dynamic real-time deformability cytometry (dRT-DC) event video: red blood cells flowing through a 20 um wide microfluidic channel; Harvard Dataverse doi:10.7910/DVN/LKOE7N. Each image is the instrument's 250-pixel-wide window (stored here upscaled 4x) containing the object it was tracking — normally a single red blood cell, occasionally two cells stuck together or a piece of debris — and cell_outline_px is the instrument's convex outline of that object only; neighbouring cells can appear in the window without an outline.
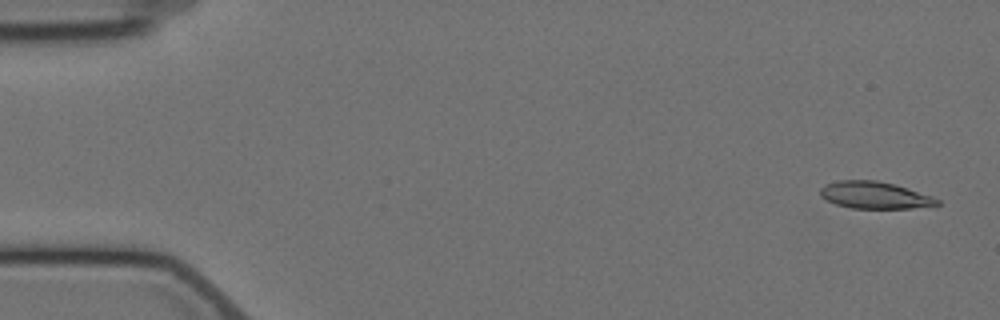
{"species": "Egyptian fruit bat (a non-hibernating species)", "species_latin": "Rousettus aegyptiacus", "temperature_condition": "cold", "stored_images_in_passage": 5, "camera_frame_rate_fps": 3000, "um_per_image_px": 0.085, "animal": {"sex": "female"}, "frame": {"image": 1, "passage_image": 1, "time_ms": 0.0, "image_size_px": [1000, 320], "cell_outline_px": [[940, 204], [912, 208], [852, 208], [836, 204], [820, 196], [820, 188], [824, 184], [840, 180], [876, 180], [892, 184], [932, 196], [940, 200]], "centroid_in_image_um": [74.31, 16.58], "position_along_channel_um": 10.7, "area_um2": 18.15}}
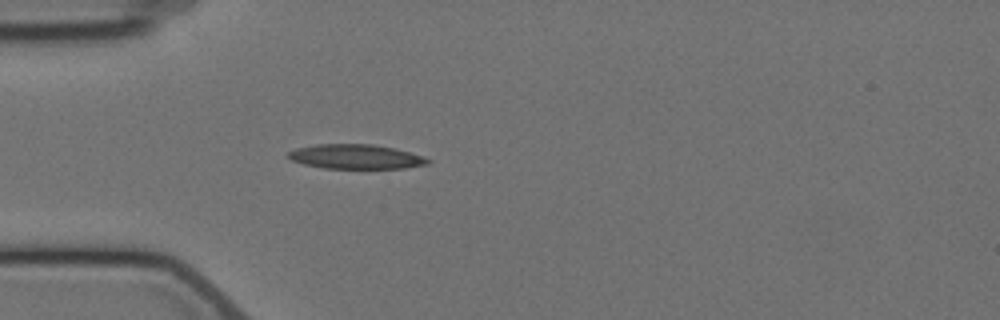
{"frame": {"image": 2, "passage_image": 5, "time_ms": 4.667, "image_size_px": [1000, 320], "cell_outline_px": [[432, 160], [428, 164], [404, 168], [324, 168], [304, 164], [292, 160], [288, 156], [288, 152], [296, 148], [316, 144], [372, 144], [392, 148], [424, 156]], "centroid_in_image_um": [30.25, 13.31], "position_along_channel_um": 54.8, "area_um2": 19.77}}